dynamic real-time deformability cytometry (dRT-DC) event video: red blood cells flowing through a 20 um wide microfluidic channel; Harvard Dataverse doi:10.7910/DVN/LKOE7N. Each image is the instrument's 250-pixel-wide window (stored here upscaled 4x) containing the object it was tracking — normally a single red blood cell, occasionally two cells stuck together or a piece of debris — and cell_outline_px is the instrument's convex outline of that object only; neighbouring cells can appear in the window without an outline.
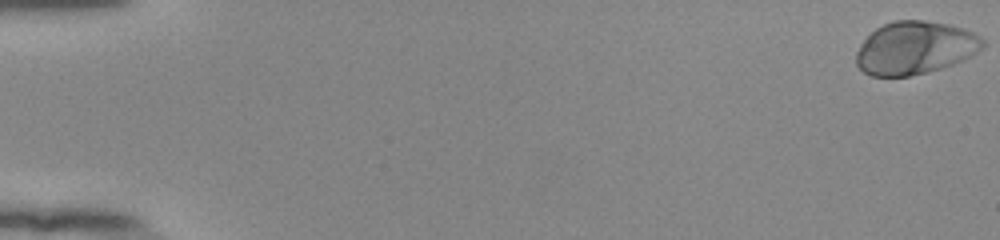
{"species": "human", "species_latin": "Homo sapiens", "temperature_condition": "room temperature", "stored_images_in_passage": 56, "camera_frame_rate_fps": 3000, "um_per_image_px": 0.085, "donor": {"sex": "female"}, "frame": {"image": 1, "passage_image": 1, "time_ms": 0.0, "image_size_px": [1000, 240], "cell_outline_px": [[984, 44], [976, 52], [952, 64], [928, 72], [908, 76], [872, 76], [864, 72], [856, 64], [856, 52], [860, 44], [876, 28], [884, 24], [896, 20], [924, 20], [948, 24], [964, 28], [980, 36], [984, 40]], "centroid_in_image_um": [77.75, 4.06], "position_along_channel_um": 7.3, "area_um2": 38.67}}
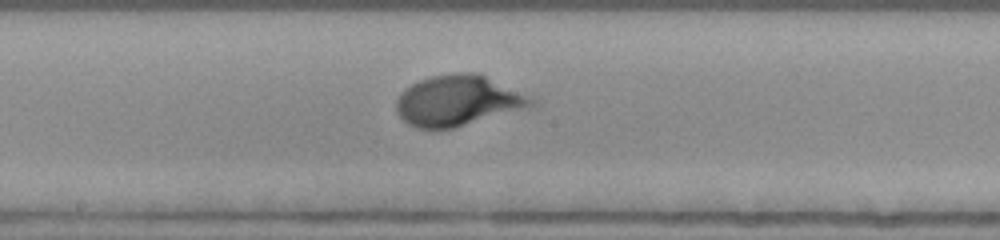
{"frame": {"image": 2, "passage_image": 32, "time_ms": 10.333, "image_size_px": [1000, 240], "cell_outline_px": [[536, 104], [528, 108], [452, 128], [416, 128], [408, 124], [396, 112], [396, 100], [400, 92], [404, 88], [420, 80], [432, 76], [456, 72], [480, 72], [532, 96], [536, 100]], "centroid_in_image_um": [38.96, 8.53], "position_along_channel_um": 209.2, "area_um2": 40.17}}
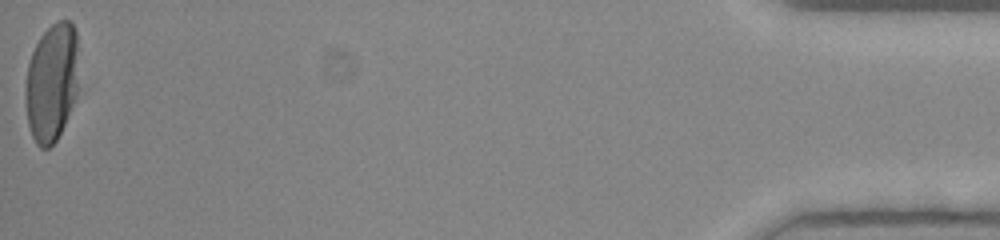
{"frame": {"image": 3, "passage_image": 56, "time_ms": 18.333, "image_size_px": [1000, 240], "cell_outline_px": [[76, 96], [64, 124], [56, 140], [48, 148], [40, 148], [36, 144], [32, 136], [28, 124], [24, 96], [24, 92], [28, 64], [32, 52], [40, 36], [52, 24], [60, 20], [68, 20], [72, 24], [76, 32]], "centroid_in_image_um": [4.35, 7.02], "position_along_channel_um": 430.9, "area_um2": 36.3}}